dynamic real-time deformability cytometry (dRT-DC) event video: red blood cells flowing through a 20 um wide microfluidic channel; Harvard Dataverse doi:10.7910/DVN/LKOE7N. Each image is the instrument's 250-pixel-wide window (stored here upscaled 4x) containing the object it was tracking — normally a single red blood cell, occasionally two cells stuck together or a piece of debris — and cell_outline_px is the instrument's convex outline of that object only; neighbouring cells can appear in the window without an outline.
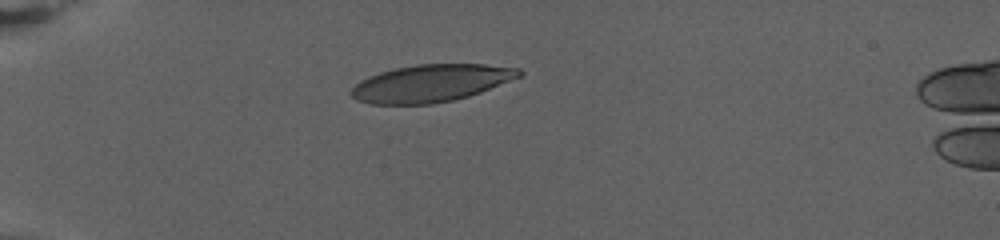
{"species": "human", "species_latin": "Homo sapiens", "temperature_condition": "warm", "stored_images_in_passage": 54, "camera_frame_rate_fps": 3000, "um_per_image_px": 0.085, "donor": {"sex": "female"}, "frame": {"image": 1, "passage_image": 1, "time_ms": 0.0, "image_size_px": [1000, 240], "cell_outline_px": [[524, 72], [520, 76], [480, 92], [468, 96], [452, 100], [432, 104], [372, 104], [356, 100], [352, 96], [352, 88], [360, 80], [368, 76], [380, 72], [396, 68], [416, 64], [484, 64], [520, 68]], "centroid_in_image_um": [36.62, 7.07], "position_along_channel_um": 48.4, "area_um2": 36.3}}
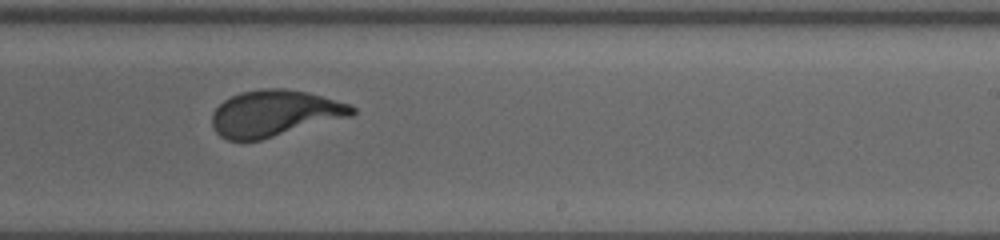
{"frame": {"image": 2, "passage_image": 28, "time_ms": 9.0, "image_size_px": [1000, 240], "cell_outline_px": [[356, 112], [352, 116], [260, 140], [228, 140], [220, 136], [212, 128], [212, 112], [224, 100], [232, 96], [244, 92], [260, 88], [284, 88], [308, 92], [352, 104], [356, 108]], "centroid_in_image_um": [23.37, 9.63], "position_along_channel_um": 265.6, "area_um2": 37.86}}
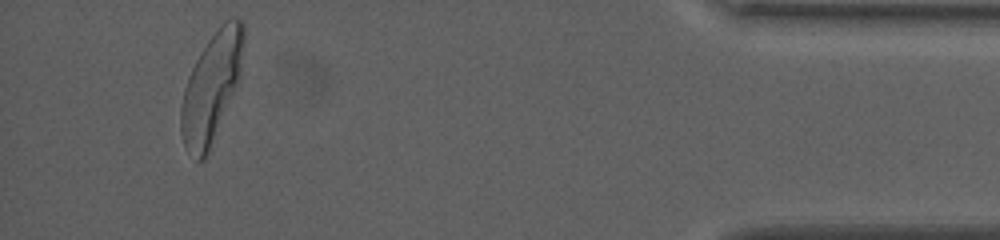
{"frame": {"image": 3, "passage_image": 50, "time_ms": 16.333, "image_size_px": [1000, 240], "cell_outline_px": [[244, 44], [240, 84], [208, 152], [204, 160], [196, 160], [184, 144], [180, 132], [180, 108], [184, 88], [188, 76], [200, 52], [208, 40], [224, 20], [232, 16], [236, 16], [244, 24]], "centroid_in_image_um": [18.01, 7.4], "position_along_channel_um": 417.2, "area_um2": 40.52}}